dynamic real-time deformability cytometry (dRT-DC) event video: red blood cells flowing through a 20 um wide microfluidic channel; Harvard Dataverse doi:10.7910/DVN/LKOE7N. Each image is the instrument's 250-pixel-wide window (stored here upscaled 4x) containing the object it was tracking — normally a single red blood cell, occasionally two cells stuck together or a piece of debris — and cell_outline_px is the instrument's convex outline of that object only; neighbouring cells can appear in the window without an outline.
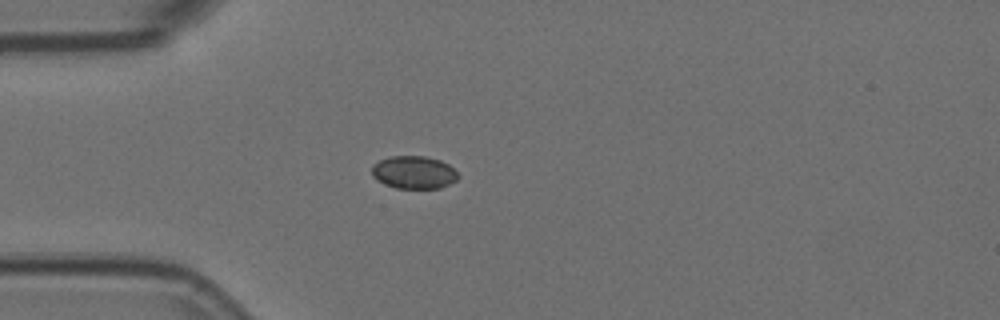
{"species": "Egyptian fruit bat (a non-hibernating species)", "species_latin": "Rousettus aegyptiacus", "temperature_condition": "room temperature", "stored_images_in_passage": 42, "camera_frame_rate_fps": 3000, "um_per_image_px": 0.085, "animal": {"sex": "female"}, "frame": {"image": 1, "passage_image": 1, "time_ms": 0.0, "image_size_px": [1000, 320], "cell_outline_px": [[460, 176], [456, 180], [440, 188], [396, 188], [384, 184], [376, 180], [372, 176], [372, 164], [380, 160], [392, 156], [424, 156], [440, 160], [448, 164]], "centroid_in_image_um": [35.15, 14.65], "position_along_channel_um": 49.8, "area_um2": 16.47}}
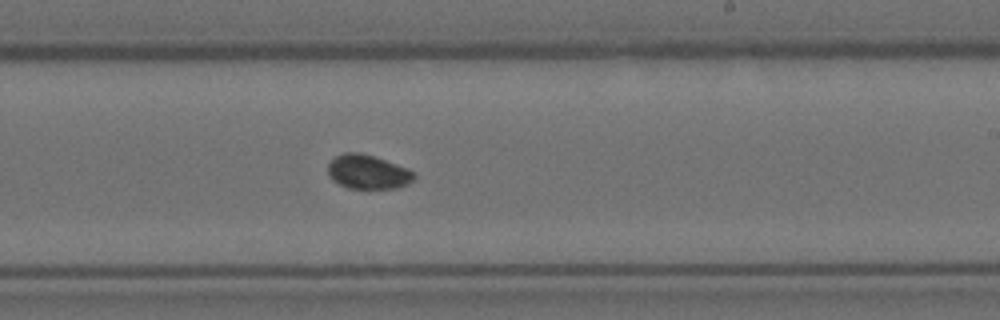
{"frame": {"image": 2, "passage_image": 19, "time_ms": 6.0, "image_size_px": [1000, 320], "cell_outline_px": [[416, 176], [408, 184], [396, 188], [348, 188], [332, 180], [328, 172], [328, 164], [336, 156], [344, 152], [360, 152], [408, 168]], "centroid_in_image_um": [31.25, 14.61], "position_along_channel_um": 257.7, "area_um2": 16.94}}
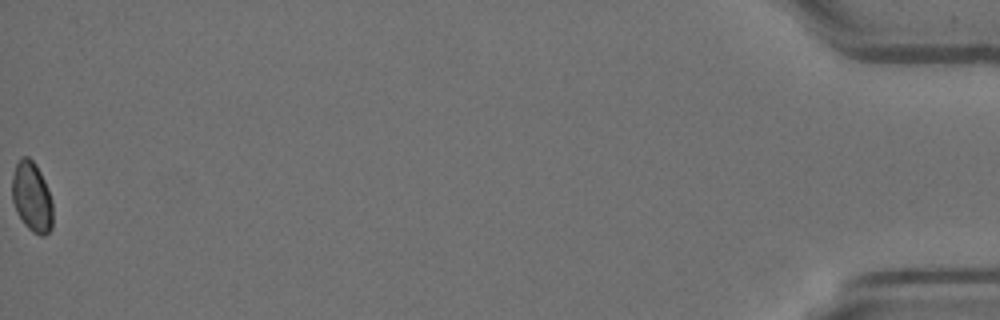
{"frame": {"image": 3, "passage_image": 42, "time_ms": 13.667, "image_size_px": [1000, 320], "cell_outline_px": [[52, 228], [44, 236], [40, 236], [32, 232], [24, 224], [16, 212], [12, 200], [12, 176], [16, 164], [20, 156], [28, 156], [36, 164], [48, 188], [52, 200]], "centroid_in_image_um": [2.7, 16.74], "position_along_channel_um": 432.5, "area_um2": 16.82}}